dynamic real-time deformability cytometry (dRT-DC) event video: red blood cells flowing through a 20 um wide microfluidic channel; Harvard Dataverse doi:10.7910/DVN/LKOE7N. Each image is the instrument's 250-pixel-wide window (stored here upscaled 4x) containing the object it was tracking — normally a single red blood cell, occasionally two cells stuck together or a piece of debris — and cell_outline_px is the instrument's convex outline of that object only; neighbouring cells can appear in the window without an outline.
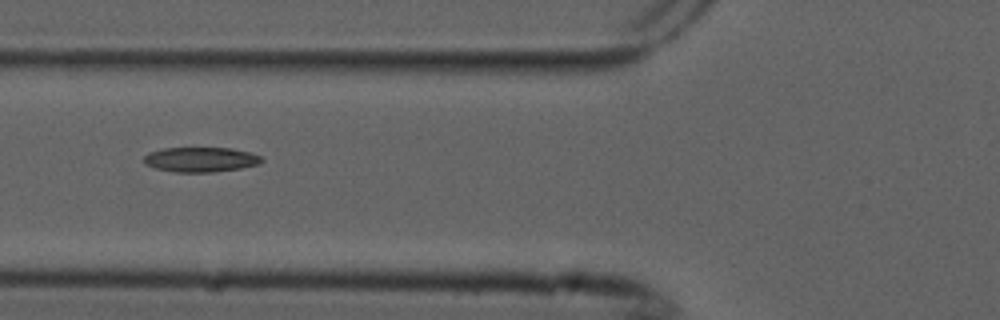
{"species": "common noctule bat (a hibernating species)", "species_latin": "Nyctalus noctula", "temperature_condition": "cold", "stored_images_in_passage": 5, "camera_frame_rate_fps": 3000, "um_per_image_px": 0.085, "animal": {"sex": "male", "forearm_length_mm": 52.5}, "frame": {"image": 1, "passage_image": 2, "time_ms": 0.333, "image_size_px": [1000, 320], "cell_outline_px": [[264, 160], [260, 164], [240, 168], [212, 172], [176, 172], [156, 168], [144, 164], [144, 156], [148, 152], [164, 148], [232, 148], [248, 152], [260, 156]], "centroid_in_image_um": [17.05, 13.56], "position_along_channel_um": 108.8, "area_um2": 16.99}}
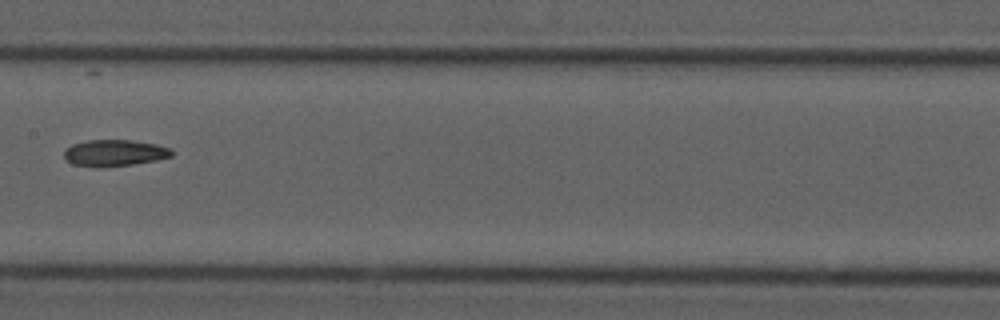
{"frame": {"image": 2, "passage_image": 4, "time_ms": 1.0, "image_size_px": [1000, 320], "cell_outline_px": [[172, 156], [156, 160], [132, 164], [104, 168], [96, 168], [72, 164], [64, 160], [64, 152], [72, 144], [88, 140], [132, 140], [156, 144], [168, 148], [172, 152]], "centroid_in_image_um": [9.68, 13.01], "position_along_channel_um": 197.7, "area_um2": 16.7}}
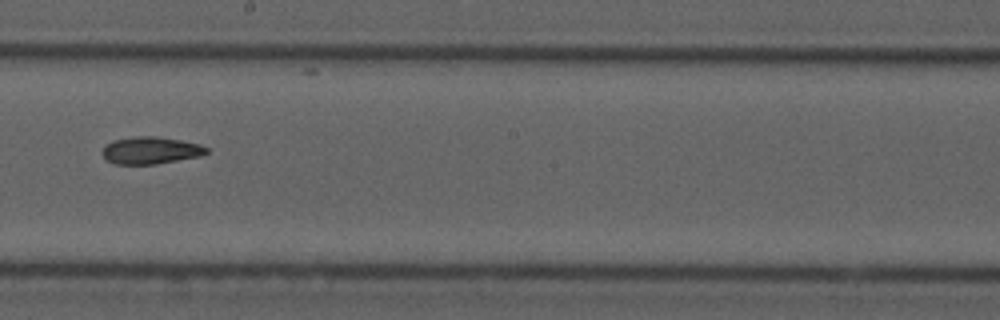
{"frame": {"image": 3, "passage_image": 5, "time_ms": 1.333, "image_size_px": [1000, 320], "cell_outline_px": [[208, 152], [200, 156], [156, 164], [116, 164], [108, 160], [100, 152], [104, 144], [112, 140], [136, 136], [156, 136], [180, 140], [200, 144], [208, 148]], "centroid_in_image_um": [12.77, 12.77], "position_along_channel_um": 235.4, "area_um2": 16.59}}